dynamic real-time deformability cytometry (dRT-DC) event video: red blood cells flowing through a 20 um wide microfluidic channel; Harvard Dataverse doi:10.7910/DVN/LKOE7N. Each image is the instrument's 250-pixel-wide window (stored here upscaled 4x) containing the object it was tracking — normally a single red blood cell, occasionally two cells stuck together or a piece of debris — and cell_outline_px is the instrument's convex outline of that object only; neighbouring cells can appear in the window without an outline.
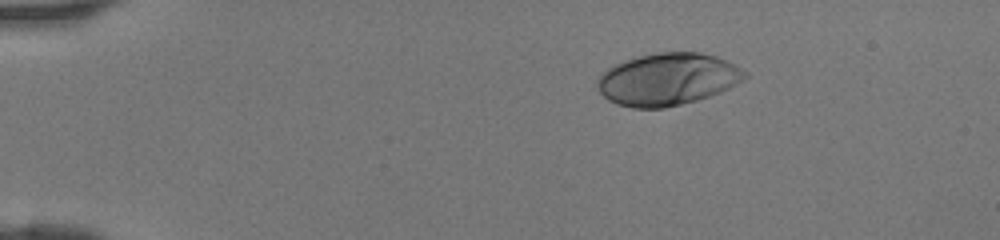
{"species": "human", "species_latin": "Homo sapiens", "temperature_condition": "room temperature", "stored_images_in_passage": 39, "camera_frame_rate_fps": 3000, "um_per_image_px": 0.085, "donor": {"sex": "female"}, "frame": {"image": 1, "passage_image": 1, "time_ms": 0.0, "image_size_px": [1000, 240], "cell_outline_px": [[748, 76], [744, 80], [720, 92], [696, 100], [664, 108], [632, 108], [616, 104], [608, 100], [600, 92], [596, 84], [596, 80], [612, 64], [624, 60], [656, 52], [700, 52], [716, 56], [728, 60], [748, 72]], "centroid_in_image_um": [56.75, 6.73], "position_along_channel_um": 28.2, "area_um2": 45.08}}
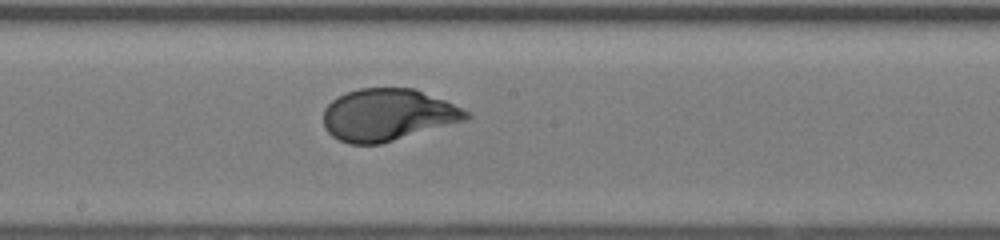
{"frame": {"image": 2, "passage_image": 19, "time_ms": 6.0, "image_size_px": [1000, 240], "cell_outline_px": [[472, 116], [468, 120], [380, 144], [348, 144], [332, 136], [324, 128], [324, 108], [332, 100], [348, 92], [360, 88], [416, 88], [444, 100], [468, 112]], "centroid_in_image_um": [32.96, 9.77], "position_along_channel_um": 215.2, "area_um2": 43.23}}
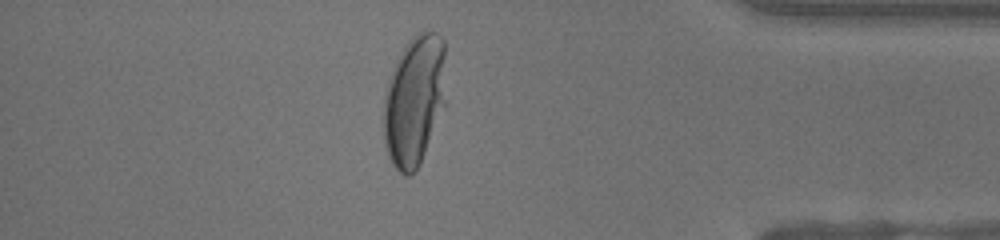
{"frame": {"image": 3, "passage_image": 33, "time_ms": 10.667, "image_size_px": [1000, 240], "cell_outline_px": [[444, 104], [420, 164], [416, 172], [408, 176], [404, 176], [392, 164], [388, 156], [384, 144], [384, 92], [388, 80], [396, 60], [408, 40], [412, 36], [420, 32], [436, 32], [444, 40]], "centroid_in_image_um": [35.18, 8.55], "position_along_channel_um": 400.0, "area_um2": 47.22}}